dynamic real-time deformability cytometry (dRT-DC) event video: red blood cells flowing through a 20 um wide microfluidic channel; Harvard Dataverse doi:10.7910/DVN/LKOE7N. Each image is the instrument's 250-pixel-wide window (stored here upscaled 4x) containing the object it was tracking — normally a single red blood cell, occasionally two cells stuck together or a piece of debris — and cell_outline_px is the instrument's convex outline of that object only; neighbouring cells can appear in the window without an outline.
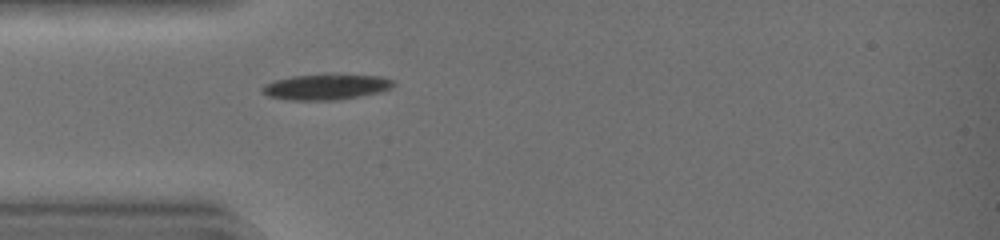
{"species": "common noctule bat (a hibernating species)", "species_latin": "Nyctalus noctula", "temperature_condition": "warm", "stored_images_in_passage": 31, "camera_frame_rate_fps": 3000, "um_per_image_px": 0.085, "animal": {"sex": "female", "body_mass_g": 19.0, "forearm_length_mm": 51.5}, "frame": {"image": 1, "passage_image": 1, "time_ms": 0.0, "image_size_px": [1000, 240], "cell_outline_px": [[396, 84], [392, 88], [380, 92], [360, 96], [336, 100], [288, 100], [268, 96], [260, 92], [260, 88], [264, 84], [276, 80], [292, 76], [324, 72], [328, 72], [384, 76], [392, 80]], "centroid_in_image_um": [27.73, 7.35], "position_along_channel_um": 57.3, "area_um2": 20.52}}
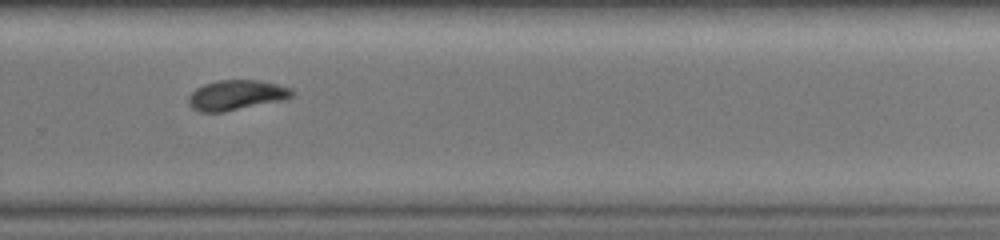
{"frame": {"image": 2, "passage_image": 18, "time_ms": 5.667, "image_size_px": [1000, 240], "cell_outline_px": [[296, 92], [292, 96], [284, 100], [224, 112], [200, 112], [192, 108], [188, 104], [188, 96], [196, 88], [204, 84], [216, 80], [260, 80], [292, 88]], "centroid_in_image_um": [20.09, 8.08], "position_along_channel_um": 309.7, "area_um2": 18.32}}
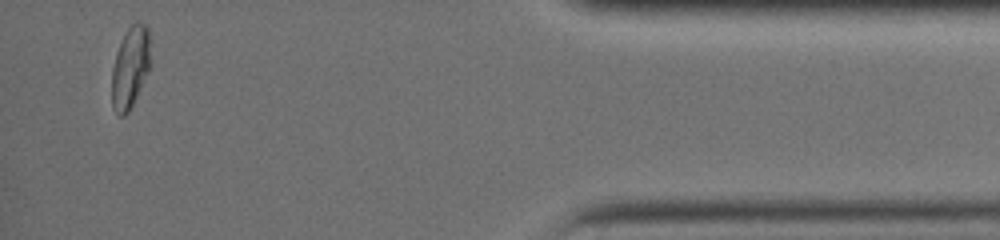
{"frame": {"image": 3, "passage_image": 29, "time_ms": 9.333, "image_size_px": [1000, 240], "cell_outline_px": [[152, 64], [128, 112], [124, 116], [120, 116], [112, 108], [112, 68], [116, 52], [128, 28], [136, 20], [140, 20], [148, 24]], "centroid_in_image_um": [11.11, 5.66], "position_along_channel_um": 424.1, "area_um2": 18.67}, "authors_computed_cell_mechanics": {"area_um2": 19.074, "velocity_mm_per_s": 4.5085, "shape_relaxation_time_tau1_ms": 2.9679, "shape_relaxation_time_tau2_ms": 2.8807, "deformation_change_tau1": 0.1442, "deformation_change_tau2": 0.0661}}